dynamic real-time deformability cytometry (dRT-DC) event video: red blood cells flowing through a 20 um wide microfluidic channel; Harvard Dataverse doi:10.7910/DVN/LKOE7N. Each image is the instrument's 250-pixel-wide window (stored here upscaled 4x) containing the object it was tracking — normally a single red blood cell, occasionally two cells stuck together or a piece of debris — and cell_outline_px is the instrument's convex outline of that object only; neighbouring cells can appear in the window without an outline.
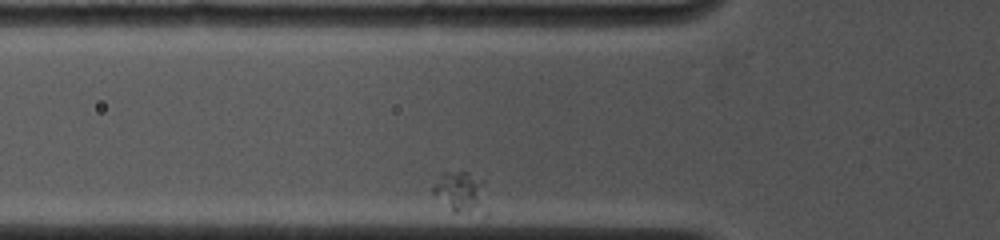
{"species": "common noctule bat (a hibernating species)", "species_latin": "Nyctalus noctula", "temperature_condition": "cold", "stored_images_in_passage": 18, "camera_frame_rate_fps": 4500, "um_per_image_px": 0.085, "animal": {"sex": "female", "body_mass_g": 19.0, "forearm_length_mm": 53.3}, "frame": {"image": 1, "passage_image": 3, "time_ms": 0.444, "image_size_px": [1000, 240], "cell_outline_px": [[488, 216], [484, 216], [452, 212], [432, 192], [432, 184], [440, 172], [468, 172], [484, 180], [488, 212]], "centroid_in_image_um": [39.23, 16.39], "position_along_channel_um": 86.6, "area_um2": 13.81}}
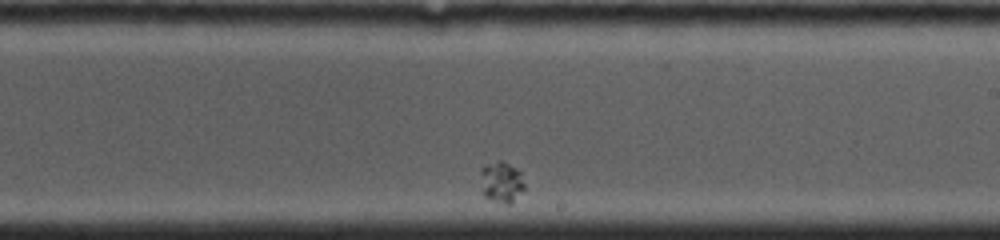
{"frame": {"image": 2, "passage_image": 11, "time_ms": 5.556, "image_size_px": [1000, 240], "cell_outline_px": [[524, 188], [512, 204], [508, 204], [492, 200], [484, 196], [480, 172], [480, 168], [484, 164], [496, 160], [500, 160], [516, 168], [520, 172], [524, 184]], "centroid_in_image_um": [42.61, 15.46], "position_along_channel_um": 246.4, "area_um2": 10.52}}
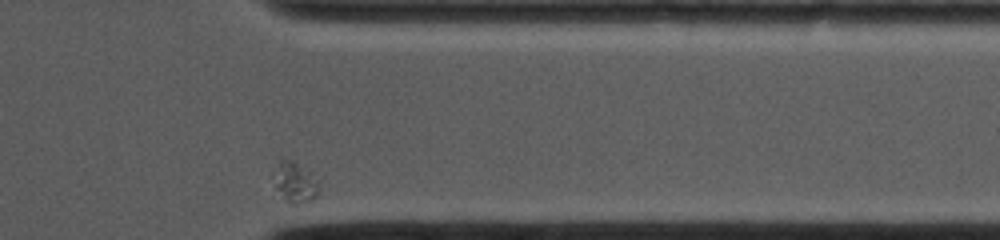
{"frame": {"image": 3, "passage_image": 18, "time_ms": 9.778, "image_size_px": [1000, 240], "cell_outline_px": [[320, 188], [316, 196], [312, 200], [292, 204], [276, 188], [276, 184], [280, 160], [292, 160], [312, 172], [320, 180]], "centroid_in_image_um": [25.22, 15.5], "position_along_channel_um": 386.2, "area_um2": 10.12}}